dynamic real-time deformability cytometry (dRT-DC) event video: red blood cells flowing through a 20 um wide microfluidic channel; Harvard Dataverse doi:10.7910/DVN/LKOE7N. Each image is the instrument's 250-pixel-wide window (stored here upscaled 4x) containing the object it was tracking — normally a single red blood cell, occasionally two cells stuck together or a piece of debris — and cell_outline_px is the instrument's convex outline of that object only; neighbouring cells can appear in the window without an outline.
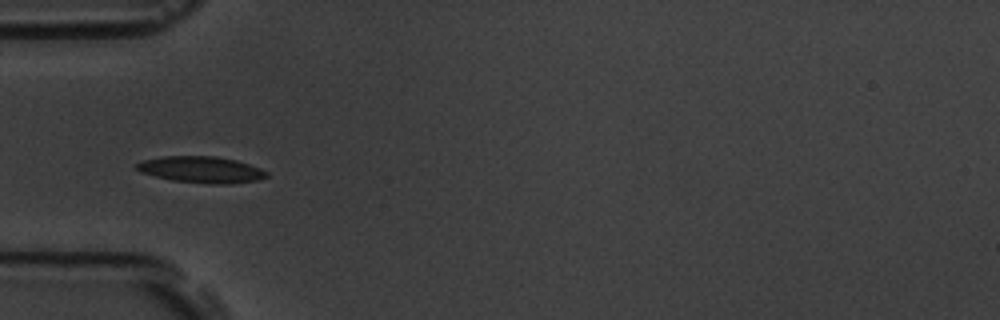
{"species": "common noctule bat (a hibernating species)", "species_latin": "Nyctalus noctula", "temperature_condition": "room temperature", "stored_images_in_passage": 5, "camera_frame_rate_fps": 3000, "um_per_image_px": 0.085, "animal": {"sex": "male", "body_mass_g": 19.5, "forearm_length_mm": 54.6}, "frame": {"image": 1, "passage_image": 5, "time_ms": 4.667, "image_size_px": [1000, 320], "cell_outline_px": [[268, 176], [256, 180], [232, 184], [208, 184], [172, 180], [140, 172], [136, 168], [136, 164], [144, 160], [164, 156], [216, 156], [236, 160], [260, 168], [268, 172]], "centroid_in_image_um": [17.13, 14.42], "position_along_channel_um": 67.9, "area_um2": 19.94}}